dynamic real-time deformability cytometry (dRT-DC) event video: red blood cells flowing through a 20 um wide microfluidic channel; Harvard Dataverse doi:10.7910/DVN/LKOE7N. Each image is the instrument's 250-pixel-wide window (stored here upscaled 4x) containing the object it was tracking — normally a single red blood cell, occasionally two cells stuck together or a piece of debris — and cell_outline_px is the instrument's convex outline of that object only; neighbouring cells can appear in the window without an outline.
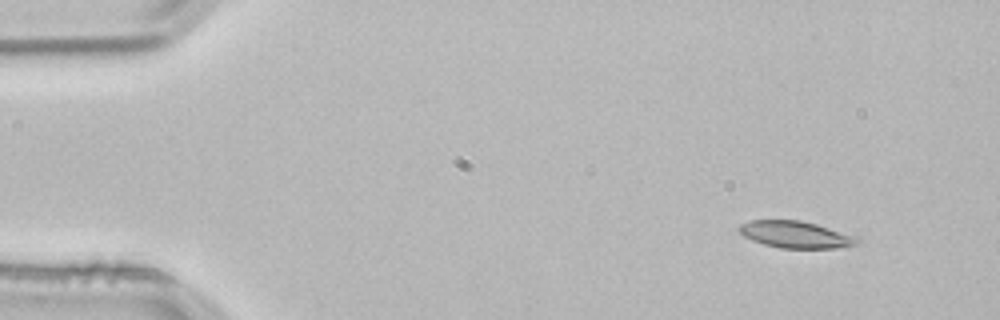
{"species": "common noctule bat (a hibernating species)", "species_latin": "Nyctalus noctula", "temperature_condition": "room temperature", "stored_images_in_passage": 3, "camera_frame_rate_fps": 3000, "um_per_image_px": 0.085, "animal": {"sex": "male", "body_mass_g": 21.5, "forearm_length_mm": 52.0}, "frame": {"image": 1, "passage_image": 1, "time_ms": 0.0, "image_size_px": [1000, 320], "cell_outline_px": [[860, 240], [856, 244], [836, 248], [780, 248], [764, 244], [752, 240], [744, 236], [736, 228], [740, 224], [752, 220], [800, 220], [816, 224], [860, 236]], "centroid_in_image_um": [67.65, 19.93], "position_along_channel_um": 17.3, "area_um2": 18.61}}
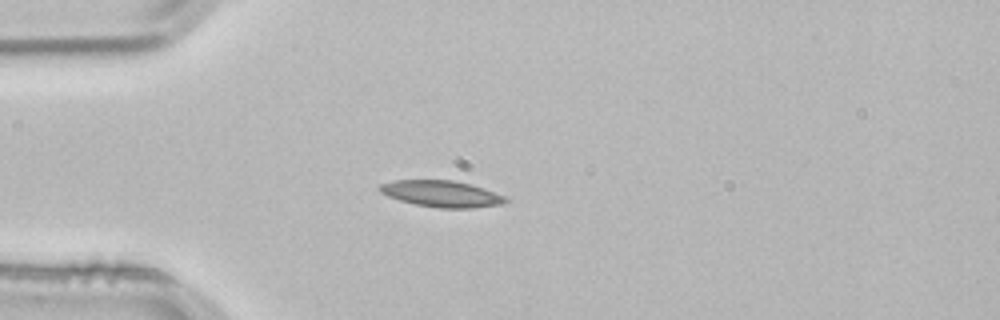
{"frame": {"image": 2, "passage_image": 3, "time_ms": 0.667, "image_size_px": [1000, 320], "cell_outline_px": [[508, 200], [504, 204], [472, 208], [436, 208], [416, 204], [400, 200], [388, 196], [380, 192], [376, 188], [380, 184], [392, 180], [452, 180], [484, 188], [504, 196]], "centroid_in_image_um": [37.5, 16.47], "position_along_channel_um": 47.5, "area_um2": 19.36}}